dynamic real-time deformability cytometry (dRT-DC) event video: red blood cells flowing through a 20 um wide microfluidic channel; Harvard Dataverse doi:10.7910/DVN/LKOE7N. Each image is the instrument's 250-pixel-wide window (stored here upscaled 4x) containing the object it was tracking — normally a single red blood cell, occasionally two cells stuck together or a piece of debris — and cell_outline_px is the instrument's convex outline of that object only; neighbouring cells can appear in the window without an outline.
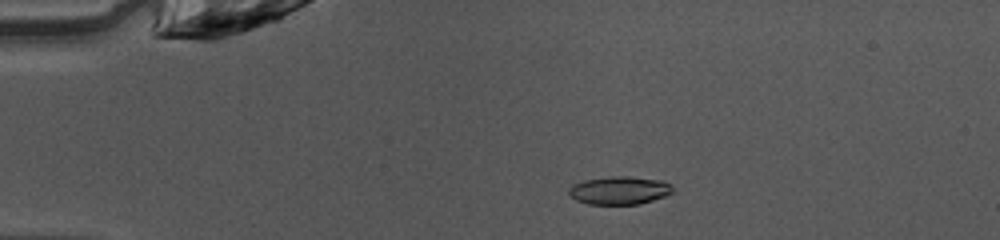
{"species": "common noctule bat (a hibernating species)", "species_latin": "Nyctalus noctula", "temperature_condition": "warm", "stored_images_in_passage": 50, "camera_frame_rate_fps": 3000, "um_per_image_px": 0.085, "animal": {"sex": "female", "body_mass_g": 10.0, "forearm_length_mm": 53.1}, "frame": {"image": 1, "passage_image": 11, "time_ms": 3.333, "image_size_px": [1000, 240], "cell_outline_px": [[672, 192], [664, 196], [640, 204], [588, 204], [576, 200], [568, 192], [568, 188], [572, 184], [584, 180], [612, 176], [628, 176], [664, 180], [672, 184]], "centroid_in_image_um": [52.65, 16.17], "position_along_channel_um": 32.3, "area_um2": 17.05}}
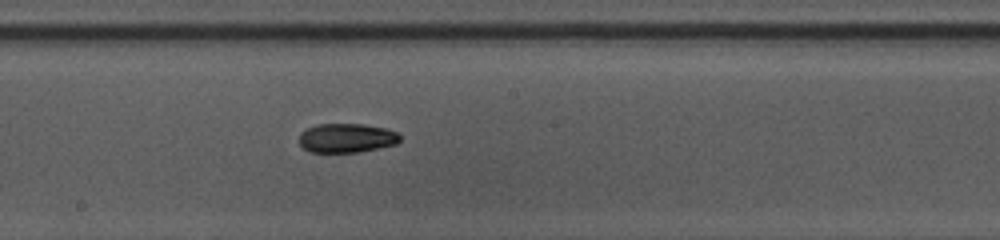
{"frame": {"image": 2, "passage_image": 28, "time_ms": 9.0, "image_size_px": [1000, 240], "cell_outline_px": [[400, 140], [396, 144], [360, 152], [308, 152], [300, 144], [300, 132], [316, 124], [364, 124], [388, 128], [396, 132], [400, 136]], "centroid_in_image_um": [29.47, 11.73], "position_along_channel_um": 218.7, "area_um2": 17.22}}
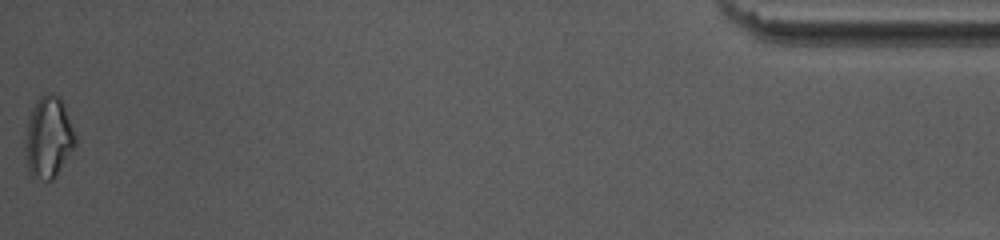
{"frame": {"image": 3, "passage_image": 50, "time_ms": 16.333, "image_size_px": [1000, 240], "cell_outline_px": [[76, 144], [52, 180], [44, 180], [32, 176], [28, 168], [24, 152], [24, 140], [28, 120], [32, 108], [36, 100], [40, 96], [48, 92], [52, 92], [60, 96], [76, 136]], "centroid_in_image_um": [4.09, 11.64], "position_along_channel_um": 431.1, "area_um2": 23.7}, "authors_computed_cell_mechanics": {"area_um2": 17.1666, "velocity_mm_per_s": 4.0991, "shape_relaxation_time_tau1_ms": null, "shape_relaxation_time_tau2_ms": 6.1139, "deformation_change_tau1": null, "deformation_change_tau2": 0.1322}}